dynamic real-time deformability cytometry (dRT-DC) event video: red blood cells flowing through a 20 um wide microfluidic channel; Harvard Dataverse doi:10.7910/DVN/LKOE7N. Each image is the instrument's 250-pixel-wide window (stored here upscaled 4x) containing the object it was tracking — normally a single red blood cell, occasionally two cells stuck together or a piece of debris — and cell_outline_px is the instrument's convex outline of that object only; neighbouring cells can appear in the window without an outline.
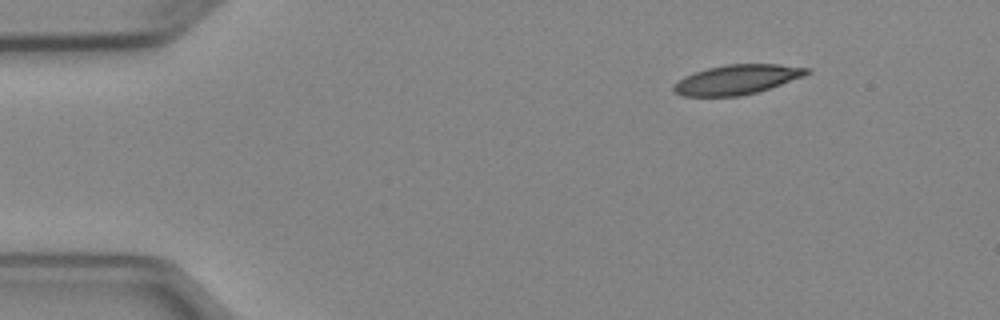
{"species": "Egyptian fruit bat (a non-hibernating species)", "species_latin": "Rousettus aegyptiacus", "temperature_condition": "cold", "stored_images_in_passage": 3, "camera_frame_rate_fps": 3000, "um_per_image_px": 0.085, "animal": {"sex": "female"}, "frame": {"image": 1, "passage_image": 1, "time_ms": 0.0, "image_size_px": [1000, 320], "cell_outline_px": [[812, 72], [804, 76], [756, 92], [740, 96], [684, 96], [676, 92], [672, 88], [672, 84], [684, 76], [708, 68], [728, 64], [780, 64], [812, 68]], "centroid_in_image_um": [62.66, 6.75], "position_along_channel_um": 22.3, "area_um2": 22.89}}